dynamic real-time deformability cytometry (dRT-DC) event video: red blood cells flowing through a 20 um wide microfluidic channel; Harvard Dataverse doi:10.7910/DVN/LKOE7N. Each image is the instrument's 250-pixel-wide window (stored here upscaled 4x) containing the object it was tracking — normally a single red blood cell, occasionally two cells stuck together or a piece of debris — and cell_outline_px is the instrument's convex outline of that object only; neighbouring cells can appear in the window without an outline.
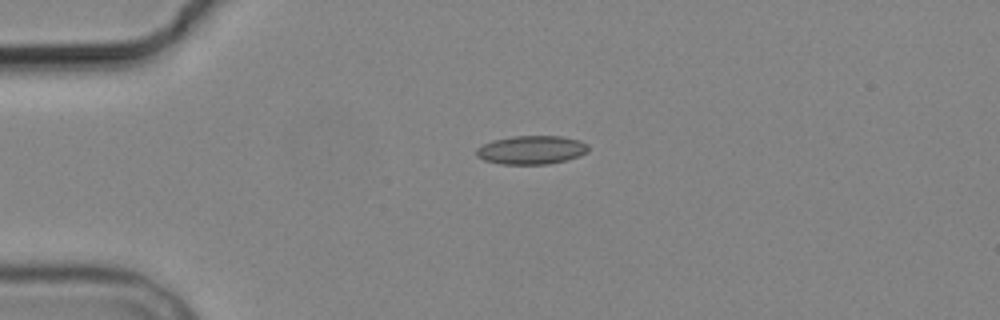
{"species": "common noctule bat (a hibernating species)", "species_latin": "Nyctalus noctula", "temperature_condition": "cold", "stored_images_in_passage": 5, "camera_frame_rate_fps": 3000, "um_per_image_px": 0.085, "animal": {"sex": "male", "body_mass_g": 19.2, "forearm_length_mm": 51.8}, "frame": {"image": 1, "passage_image": 4, "time_ms": 4.0, "image_size_px": [1000, 320], "cell_outline_px": [[588, 152], [580, 156], [548, 164], [500, 164], [484, 160], [476, 156], [476, 148], [492, 140], [512, 136], [560, 136], [580, 140], [588, 144]], "centroid_in_image_um": [45.17, 12.74], "position_along_channel_um": 39.8, "area_um2": 18.73}}